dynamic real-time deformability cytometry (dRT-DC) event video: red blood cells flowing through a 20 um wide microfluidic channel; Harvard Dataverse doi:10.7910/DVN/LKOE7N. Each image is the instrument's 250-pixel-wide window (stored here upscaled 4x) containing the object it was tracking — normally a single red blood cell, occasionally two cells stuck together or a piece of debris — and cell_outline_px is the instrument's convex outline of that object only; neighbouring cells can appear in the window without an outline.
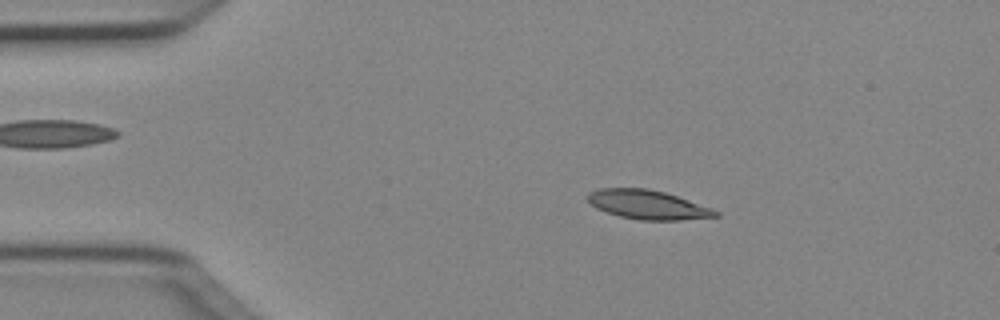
{"species": "Egyptian fruit bat (a non-hibernating species)", "species_latin": "Rousettus aegyptiacus", "temperature_condition": "cold", "stored_images_in_passage": 49, "camera_frame_rate_fps": 3000, "um_per_image_px": 0.085, "animal": {"sex": "female"}, "frame": {"image": 1, "passage_image": 8, "time_ms": 2.333, "image_size_px": [1000, 320], "cell_outline_px": [[720, 216], [680, 220], [640, 220], [620, 216], [596, 208], [588, 200], [588, 192], [600, 188], [648, 188], [664, 192], [712, 208], [720, 212]], "centroid_in_image_um": [55.07, 17.4], "position_along_channel_um": 29.9, "area_um2": 21.5}}
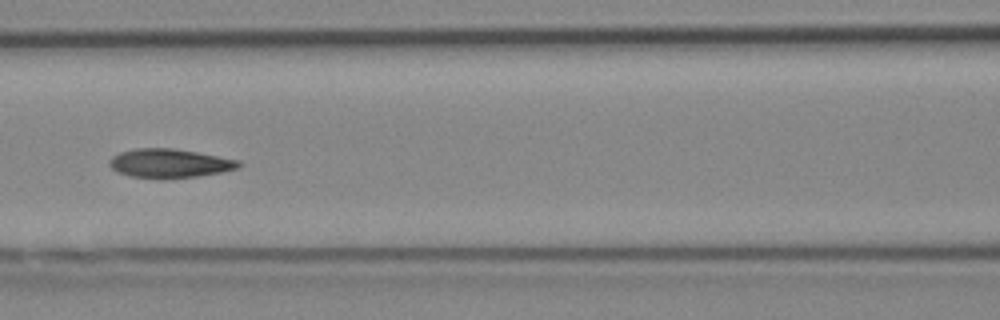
{"frame": {"image": 2, "passage_image": 21, "time_ms": 6.667, "image_size_px": [1000, 320], "cell_outline_px": [[244, 164], [236, 168], [220, 172], [196, 176], [128, 176], [116, 172], [108, 164], [108, 160], [112, 156], [120, 152], [136, 148], [172, 148], [196, 152], [240, 160]], "centroid_in_image_um": [14.39, 13.84], "position_along_channel_um": 152.2, "area_um2": 21.1}}
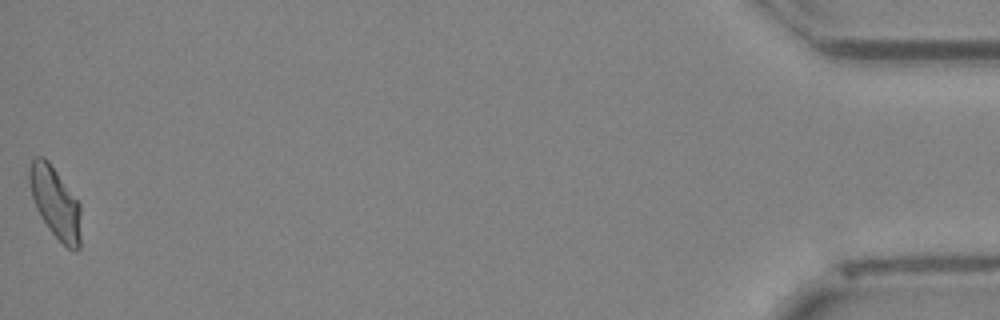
{"frame": {"image": 3, "passage_image": 49, "time_ms": 16.0, "image_size_px": [1000, 320], "cell_outline_px": [[80, 248], [68, 248], [48, 228], [40, 216], [36, 208], [32, 196], [28, 180], [28, 168], [32, 160], [36, 156], [44, 156], [48, 160], [80, 204]], "centroid_in_image_um": [4.67, 17.18], "position_along_channel_um": 430.5, "area_um2": 21.15}, "authors_computed_cell_mechanics": {"area_um2": 21.1548, "velocity_mm_per_s": 4.0276, "shape_relaxation_time_tau1_ms": 3.6834, "shape_relaxation_time_tau2_ms": 2.3683, "deformation_change_tau1": 0.1574, "deformation_change_tau2": 0.0877}}